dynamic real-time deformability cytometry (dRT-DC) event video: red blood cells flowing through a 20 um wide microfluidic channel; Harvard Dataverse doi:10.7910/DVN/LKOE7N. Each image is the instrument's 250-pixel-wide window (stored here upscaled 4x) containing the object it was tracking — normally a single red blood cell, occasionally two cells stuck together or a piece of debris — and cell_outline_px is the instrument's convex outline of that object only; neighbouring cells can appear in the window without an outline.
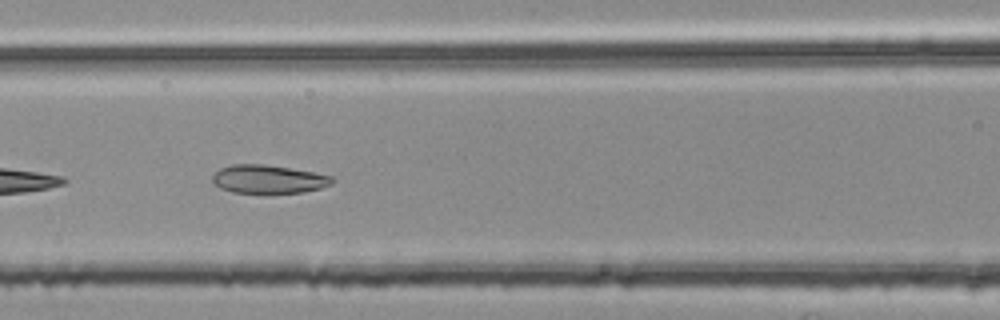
{"species": "common noctule bat (a hibernating species)", "species_latin": "Nyctalus noctula", "temperature_condition": "room temperature", "stored_images_in_passage": 14, "camera_frame_rate_fps": 3000, "um_per_image_px": 0.085, "animal": {"sex": "female", "body_mass_g": 25.1}, "frame": {"image": 1, "passage_image": 8, "time_ms": 2.333, "image_size_px": [1000, 320], "cell_outline_px": [[336, 180], [332, 184], [320, 188], [304, 192], [268, 196], [264, 196], [232, 192], [220, 188], [212, 180], [212, 176], [220, 168], [232, 164], [268, 164], [312, 172], [332, 176]], "centroid_in_image_um": [22.82, 15.28], "position_along_channel_um": 143.8, "area_um2": 20.75}}